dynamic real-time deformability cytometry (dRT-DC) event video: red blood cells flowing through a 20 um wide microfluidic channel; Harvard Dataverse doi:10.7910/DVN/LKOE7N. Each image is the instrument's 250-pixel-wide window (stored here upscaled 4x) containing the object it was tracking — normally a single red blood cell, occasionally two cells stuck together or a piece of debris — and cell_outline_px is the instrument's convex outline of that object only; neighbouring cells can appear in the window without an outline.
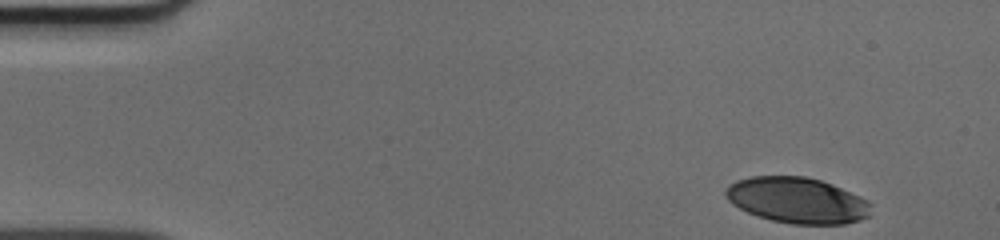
{"species": "human", "species_latin": "Homo sapiens", "temperature_condition": "cold", "stored_images_in_passage": 40, "camera_frame_rate_fps": 3000, "um_per_image_px": 0.085, "donor": {"sex": "male"}, "frame": {"image": 1, "passage_image": 1, "time_ms": 0.0, "image_size_px": [1000, 240], "cell_outline_px": [[872, 204], [868, 216], [860, 220], [844, 224], [792, 224], [772, 220], [756, 216], [732, 204], [724, 196], [724, 188], [728, 184], [736, 180], [752, 176], [804, 176], [820, 180], [832, 184], [868, 200]], "centroid_in_image_um": [67.73, 17.02], "position_along_channel_um": 17.3, "area_um2": 39.02}}
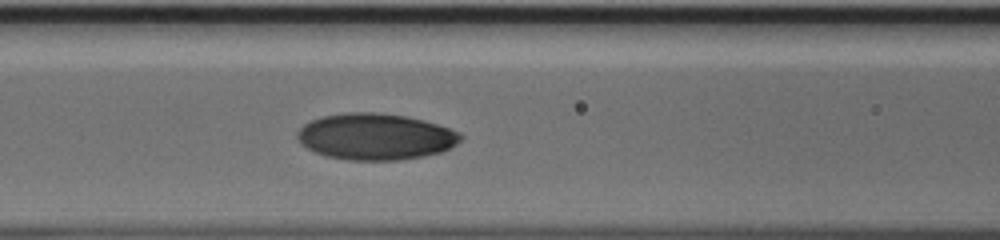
{"frame": {"image": 2, "passage_image": 18, "time_ms": 5.667, "image_size_px": [1000, 240], "cell_outline_px": [[464, 136], [456, 144], [440, 152], [424, 156], [400, 160], [348, 160], [324, 156], [300, 144], [296, 136], [296, 132], [304, 124], [320, 116], [344, 112], [376, 112], [408, 116], [424, 120], [460, 132]], "centroid_in_image_um": [31.89, 11.6], "position_along_channel_um": 134.7, "area_um2": 44.39}}
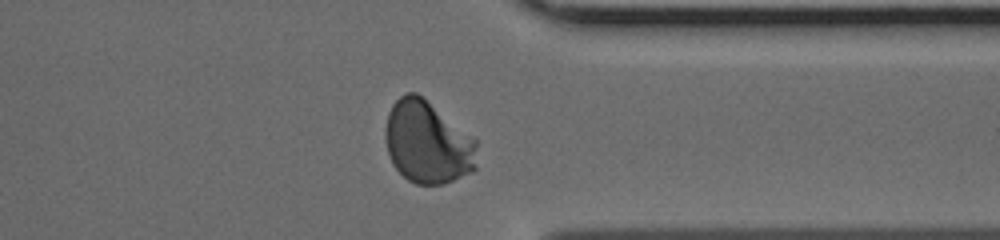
{"frame": {"image": 3, "passage_image": 36, "time_ms": 11.667, "image_size_px": [1000, 240], "cell_outline_px": [[476, 168], [472, 172], [444, 184], [416, 184], [408, 180], [392, 164], [388, 152], [384, 136], [384, 132], [388, 112], [392, 104], [400, 96], [408, 92], [416, 92], [476, 140]], "centroid_in_image_um": [36.31, 12.12], "position_along_channel_um": 375.1, "area_um2": 43.81}}